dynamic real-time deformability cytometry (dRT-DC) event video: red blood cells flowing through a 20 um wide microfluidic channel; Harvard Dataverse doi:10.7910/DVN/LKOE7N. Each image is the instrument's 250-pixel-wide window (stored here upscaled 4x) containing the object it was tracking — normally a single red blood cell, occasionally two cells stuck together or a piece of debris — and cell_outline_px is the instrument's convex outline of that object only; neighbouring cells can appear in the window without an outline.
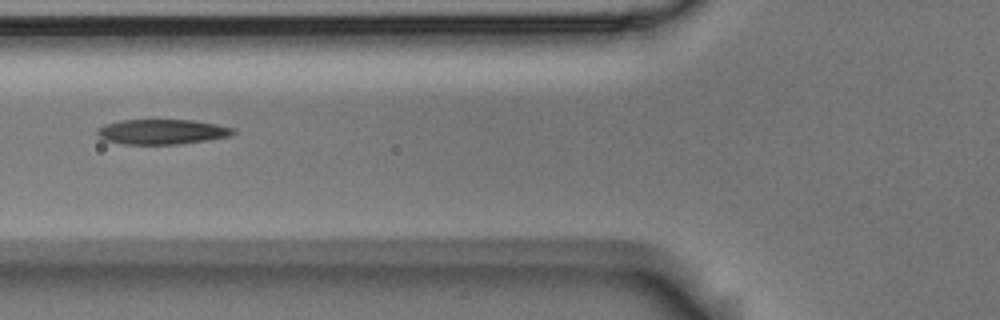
{"species": "Egyptian fruit bat (a non-hibernating species)", "species_latin": "Rousettus aegyptiacus", "temperature_condition": "room temperature", "stored_images_in_passage": 4, "camera_frame_rate_fps": 3000, "um_per_image_px": 0.085, "animal": {"sex": "male"}, "frame": {"image": 1, "passage_image": 2, "time_ms": 0.333, "image_size_px": [1000, 320], "cell_outline_px": [[236, 132], [232, 136], [208, 140], [180, 144], [124, 144], [104, 140], [96, 132], [104, 124], [120, 120], [192, 120], [216, 124], [236, 128]], "centroid_in_image_um": [13.82, 11.2], "position_along_channel_um": 112.0, "area_um2": 19.88}}
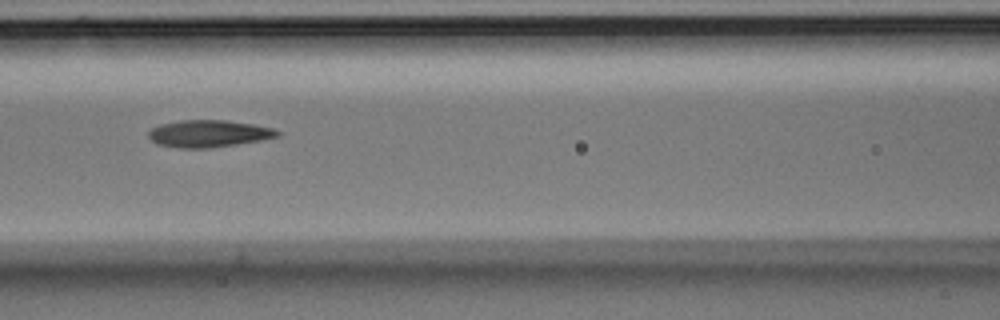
{"frame": {"image": 2, "passage_image": 3, "time_ms": 0.667, "image_size_px": [1000, 320], "cell_outline_px": [[280, 136], [260, 140], [236, 144], [208, 148], [180, 148], [156, 144], [148, 136], [148, 132], [152, 128], [160, 124], [180, 120], [224, 120], [252, 124], [276, 128], [280, 132]], "centroid_in_image_um": [17.74, 11.35], "position_along_channel_um": 148.9, "area_um2": 20.35}}
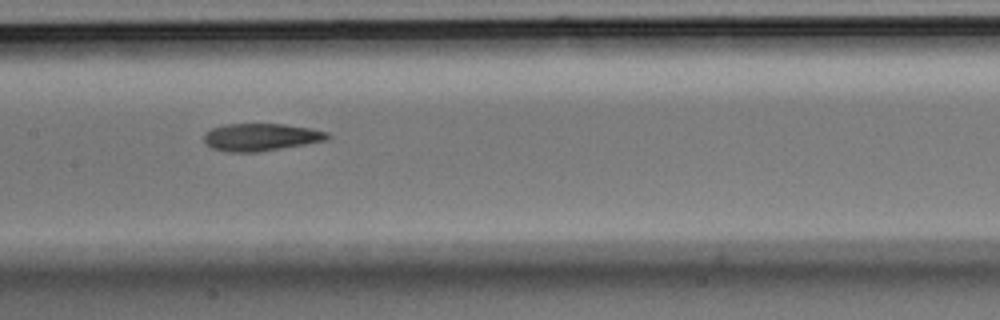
{"frame": {"image": 3, "passage_image": 4, "time_ms": 1.0, "image_size_px": [1000, 320], "cell_outline_px": [[332, 136], [328, 140], [256, 152], [224, 152], [212, 148], [204, 140], [204, 132], [212, 128], [224, 124], [284, 124], [312, 128], [328, 132]], "centroid_in_image_um": [22.18, 11.65], "position_along_channel_um": 185.2, "area_um2": 19.83}}